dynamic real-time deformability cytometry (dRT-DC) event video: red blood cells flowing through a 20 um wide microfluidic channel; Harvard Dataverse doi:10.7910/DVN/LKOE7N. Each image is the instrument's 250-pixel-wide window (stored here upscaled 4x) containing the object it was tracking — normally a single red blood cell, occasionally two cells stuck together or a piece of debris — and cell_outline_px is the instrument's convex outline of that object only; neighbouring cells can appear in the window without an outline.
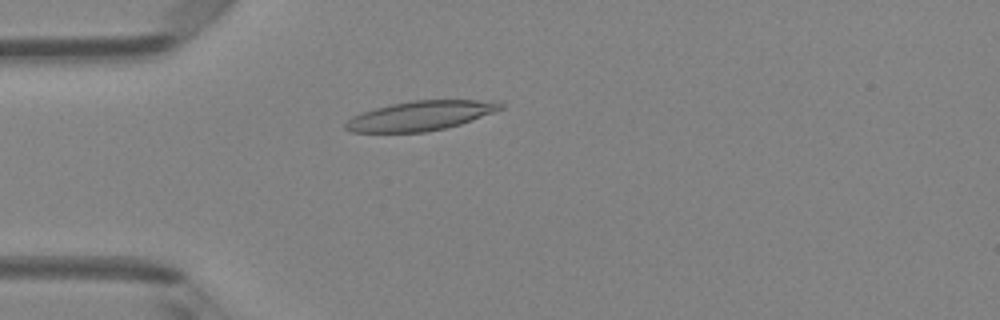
{"species": "Egyptian fruit bat (a non-hibernating species)", "species_latin": "Rousettus aegyptiacus", "temperature_condition": "room temperature", "stored_images_in_passage": 4, "camera_frame_rate_fps": 3000, "um_per_image_px": 0.085, "animal": {"sex": "female"}, "frame": {"image": 1, "passage_image": 4, "time_ms": 1.0, "image_size_px": [1000, 320], "cell_outline_px": [[504, 108], [460, 124], [444, 128], [424, 132], [352, 132], [344, 128], [344, 124], [352, 116], [360, 112], [392, 104], [412, 100], [496, 100], [504, 104]], "centroid_in_image_um": [35.74, 9.83], "position_along_channel_um": 49.3, "area_um2": 26.59}}